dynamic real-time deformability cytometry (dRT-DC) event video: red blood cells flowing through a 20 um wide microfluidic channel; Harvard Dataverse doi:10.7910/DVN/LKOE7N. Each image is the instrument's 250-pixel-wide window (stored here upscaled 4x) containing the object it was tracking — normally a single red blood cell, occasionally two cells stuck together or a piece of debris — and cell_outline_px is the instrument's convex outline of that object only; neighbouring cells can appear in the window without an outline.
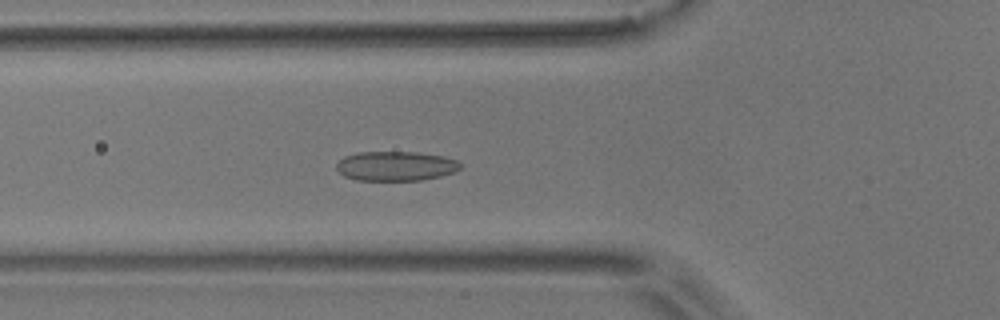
{"species": "common noctule bat (a hibernating species)", "species_latin": "Nyctalus noctula", "temperature_condition": "room temperature", "stored_images_in_passage": 55, "camera_frame_rate_fps": 3000, "um_per_image_px": 0.085, "animal": {"sex": "male", "body_mass_g": 17.9}, "frame": {"image": 1, "passage_image": 19, "time_ms": 6.0, "image_size_px": [1000, 320], "cell_outline_px": [[460, 168], [456, 172], [440, 176], [420, 180], [356, 180], [344, 176], [336, 168], [336, 164], [344, 156], [356, 152], [416, 152], [444, 156], [456, 160], [460, 164]], "centroid_in_image_um": [33.63, 14.11], "position_along_channel_um": 92.2, "area_um2": 21.33}}
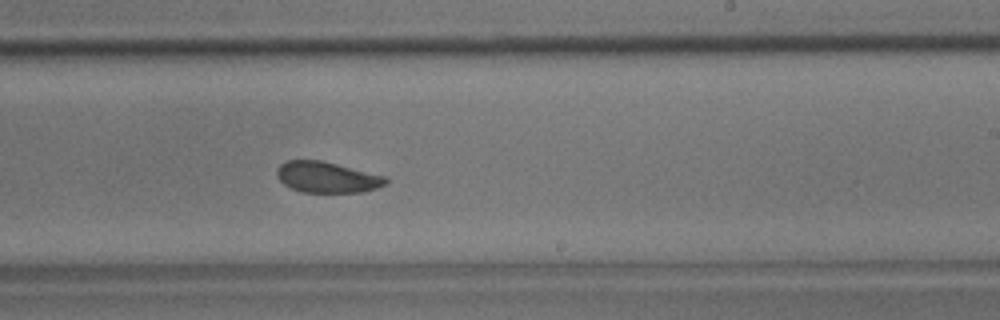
{"frame": {"image": 2, "passage_image": 33, "time_ms": 10.667, "image_size_px": [1000, 320], "cell_outline_px": [[388, 184], [376, 188], [360, 192], [300, 192], [284, 184], [276, 176], [276, 168], [280, 164], [288, 160], [320, 160], [388, 176]], "centroid_in_image_um": [27.81, 15.06], "position_along_channel_um": 261.2, "area_um2": 19.77}}
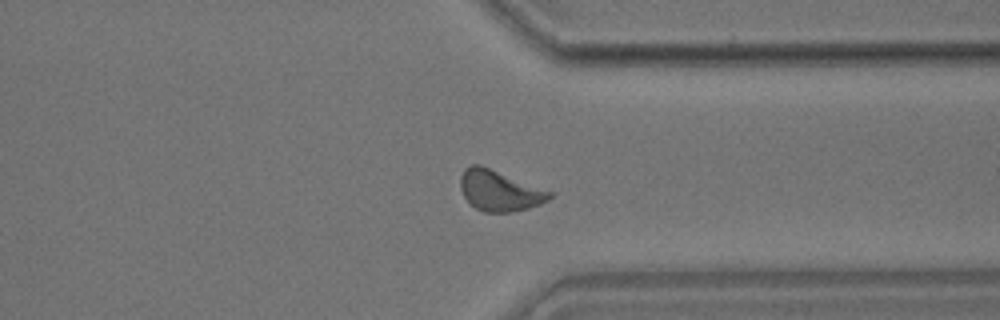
{"frame": {"image": 3, "passage_image": 42, "time_ms": 13.667, "image_size_px": [1000, 320], "cell_outline_px": [[552, 196], [548, 200], [540, 204], [528, 208], [508, 212], [484, 212], [468, 204], [460, 188], [460, 176], [464, 168], [472, 164], [480, 164], [552, 192]], "centroid_in_image_um": [42.4, 16.2], "position_along_channel_um": 369.0, "area_um2": 21.1}, "authors_computed_cell_mechanics": {"area_um2": 21.097, "velocity_mm_per_s": 3.6148, "shape_relaxation_time_tau1_ms": 3.7829, "shape_relaxation_time_tau2_ms": 2.0171, "deformation_change_tau1": 0.0809, "deformation_change_tau2": 0.0699}}